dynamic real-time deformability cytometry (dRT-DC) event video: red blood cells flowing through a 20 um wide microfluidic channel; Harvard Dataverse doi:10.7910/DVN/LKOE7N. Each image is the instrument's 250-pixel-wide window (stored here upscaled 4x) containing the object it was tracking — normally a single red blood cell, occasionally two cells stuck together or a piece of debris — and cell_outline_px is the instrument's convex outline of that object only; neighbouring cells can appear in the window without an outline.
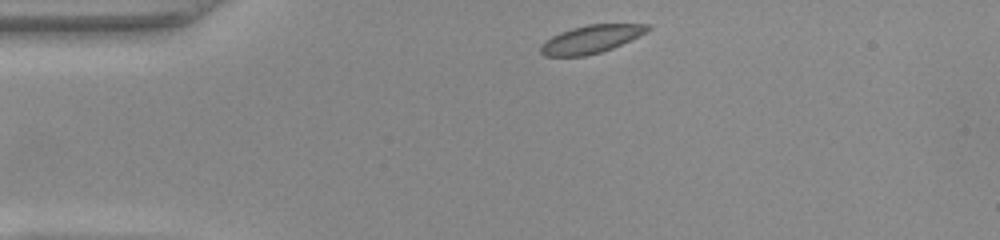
{"species": "common noctule bat (a hibernating species)", "species_latin": "Nyctalus noctula", "temperature_condition": "warm", "stored_images_in_passage": 41, "camera_frame_rate_fps": 3000, "um_per_image_px": 0.085, "animal": {"sex": "female", "body_mass_g": 22.0, "forearm_length_mm": 56.7}, "frame": {"image": 1, "passage_image": 1, "time_ms": 0.0, "image_size_px": [1000, 240], "cell_outline_px": [[652, 28], [648, 32], [640, 36], [612, 48], [600, 52], [584, 56], [544, 56], [540, 52], [540, 44], [544, 40], [560, 32], [572, 28], [588, 24], [652, 24]], "centroid_in_image_um": [50.25, 3.32], "position_along_channel_um": 34.7, "area_um2": 17.57}}
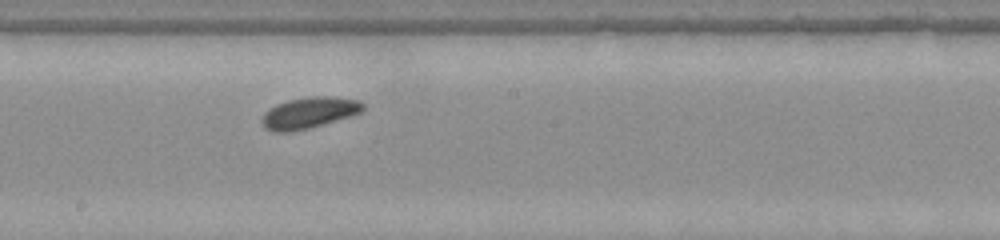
{"frame": {"image": 2, "passage_image": 18, "time_ms": 5.667, "image_size_px": [1000, 240], "cell_outline_px": [[364, 112], [352, 116], [308, 128], [288, 132], [276, 132], [264, 128], [264, 112], [268, 108], [276, 104], [288, 100], [312, 96], [336, 96], [360, 100], [364, 104]], "centroid_in_image_um": [26.34, 9.56], "position_along_channel_um": 221.9, "area_um2": 18.44}}
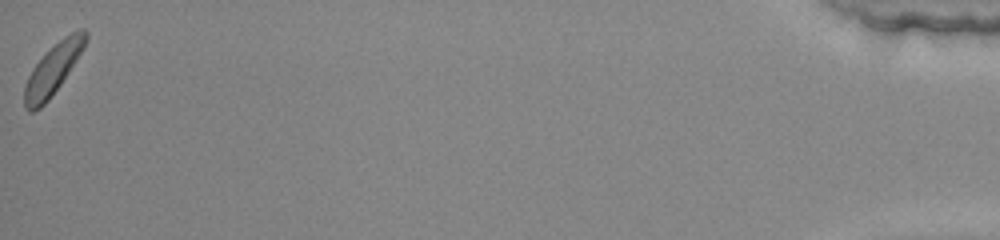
{"frame": {"image": 3, "passage_image": 41, "time_ms": 13.333, "image_size_px": [1000, 240], "cell_outline_px": [[88, 40], [84, 48], [60, 84], [48, 100], [40, 108], [32, 112], [28, 112], [24, 108], [24, 88], [28, 76], [32, 68], [64, 36], [80, 28], [84, 28], [88, 32]], "centroid_in_image_um": [4.51, 5.9], "position_along_channel_um": 430.7, "area_um2": 17.63}, "authors_computed_cell_mechanics": {"area_um2": 17.6868, "velocity_mm_per_s": 4.0276, "shape_relaxation_time_tau1_ms": 2.335, "shape_relaxation_time_tau2_ms": null, "deformation_change_tau1": 0.096, "deformation_change_tau2": null}}